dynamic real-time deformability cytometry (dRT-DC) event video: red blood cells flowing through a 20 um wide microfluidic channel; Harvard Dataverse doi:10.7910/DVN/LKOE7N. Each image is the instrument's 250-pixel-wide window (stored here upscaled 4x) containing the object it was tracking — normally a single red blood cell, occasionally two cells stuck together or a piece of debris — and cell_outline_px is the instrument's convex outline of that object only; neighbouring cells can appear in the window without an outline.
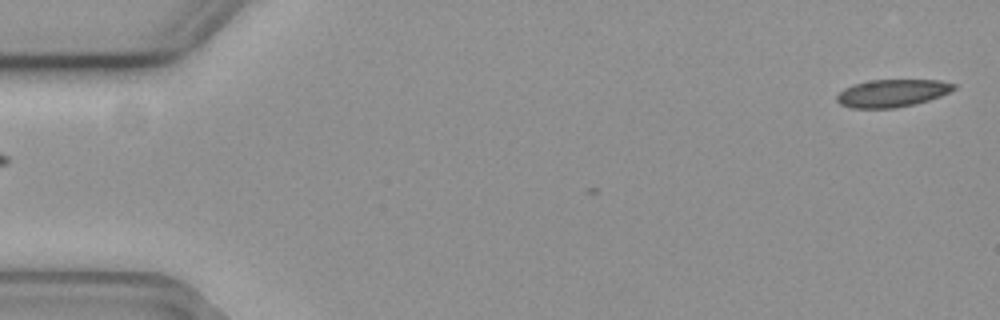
{"species": "common noctule bat (a hibernating species)", "species_latin": "Nyctalus noctula", "temperature_condition": "cold", "stored_images_in_passage": 3, "camera_frame_rate_fps": 3000, "um_per_image_px": 0.085, "animal": {"sex": "female", "body_mass_g": 19.3, "forearm_length_mm": 54.1}, "frame": {"image": 1, "passage_image": 1, "time_ms": 0.0, "image_size_px": [1000, 320], "cell_outline_px": [[956, 88], [940, 96], [928, 100], [896, 108], [852, 108], [840, 104], [836, 100], [836, 96], [844, 88], [852, 84], [872, 80], [940, 80], [956, 84]], "centroid_in_image_um": [75.81, 7.91], "position_along_channel_um": 9.2, "area_um2": 18.73}}